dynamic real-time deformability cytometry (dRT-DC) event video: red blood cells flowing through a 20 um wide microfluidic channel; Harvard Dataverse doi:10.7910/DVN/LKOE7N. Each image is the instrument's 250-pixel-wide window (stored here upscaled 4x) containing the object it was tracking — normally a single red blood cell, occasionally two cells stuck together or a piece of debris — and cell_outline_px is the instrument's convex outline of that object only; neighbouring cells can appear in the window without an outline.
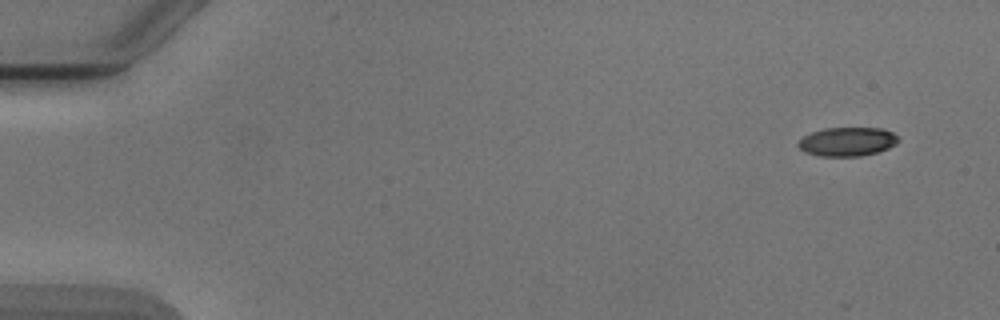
{"species": "Egyptian fruit bat (a non-hibernating species)", "species_latin": "Rousettus aegyptiacus", "temperature_condition": "cold", "stored_images_in_passage": 5, "camera_frame_rate_fps": 3000, "um_per_image_px": 0.085, "animal": {"sex": "male"}, "frame": {"image": 1, "passage_image": 1, "time_ms": 0.0, "image_size_px": [1000, 320], "cell_outline_px": [[900, 140], [896, 144], [888, 148], [876, 152], [860, 156], [820, 156], [804, 152], [796, 144], [804, 136], [812, 132], [824, 128], [884, 128], [892, 132]], "centroid_in_image_um": [72.02, 12.04], "position_along_channel_um": 13.0, "area_um2": 16.82}}
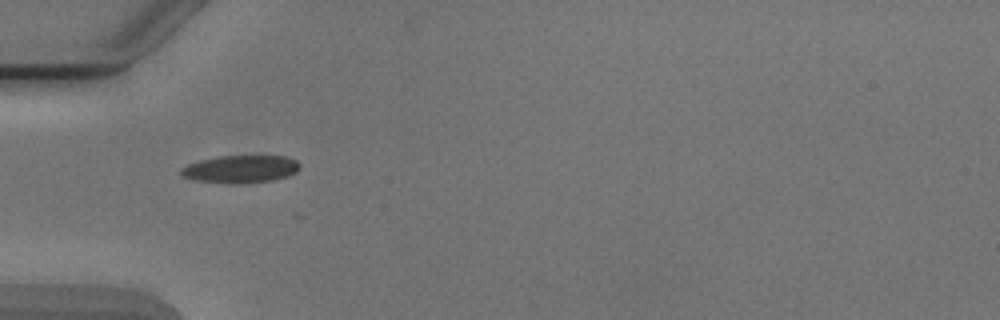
{"frame": {"image": 2, "passage_image": 5, "time_ms": 4.667, "image_size_px": [1000, 320], "cell_outline_px": [[300, 168], [296, 172], [288, 176], [272, 180], [236, 184], [232, 184], [192, 180], [180, 176], [180, 168], [188, 164], [200, 160], [220, 156], [284, 156], [296, 160], [300, 164]], "centroid_in_image_um": [20.41, 14.38], "position_along_channel_um": 64.6, "area_um2": 19.25}}